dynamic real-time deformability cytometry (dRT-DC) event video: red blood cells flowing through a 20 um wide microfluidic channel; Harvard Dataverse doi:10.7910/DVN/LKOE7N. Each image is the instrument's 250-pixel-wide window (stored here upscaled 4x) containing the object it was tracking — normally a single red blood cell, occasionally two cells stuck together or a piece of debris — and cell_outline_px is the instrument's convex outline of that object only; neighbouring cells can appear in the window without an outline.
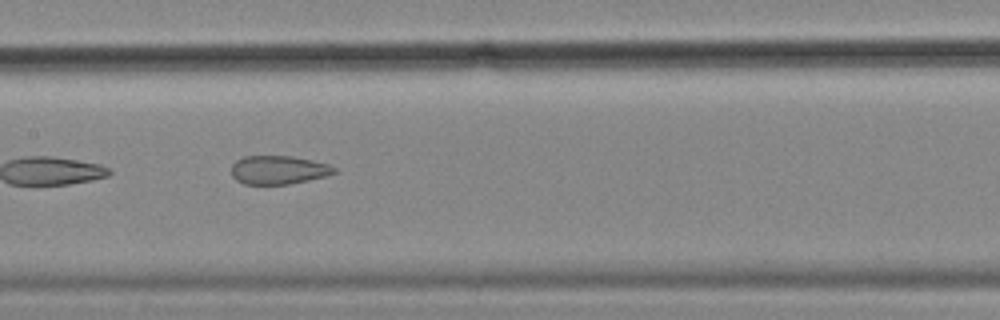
{"species": "common noctule bat (a hibernating species)", "species_latin": "Nyctalus noctula", "temperature_condition": "cold", "stored_images_in_passage": 9, "camera_frame_rate_fps": 3000, "um_per_image_px": 0.085, "animal": {"sex": "female", "body_mass_g": 18.4}, "frame": {"image": 1, "passage_image": 7, "time_ms": 2.0, "image_size_px": [1000, 320], "cell_outline_px": [[336, 172], [324, 176], [308, 180], [288, 184], [244, 184], [236, 180], [232, 176], [232, 164], [236, 160], [244, 156], [292, 156], [312, 160], [328, 164], [336, 168]], "centroid_in_image_um": [23.64, 14.44], "position_along_channel_um": 183.8, "area_um2": 17.05}}
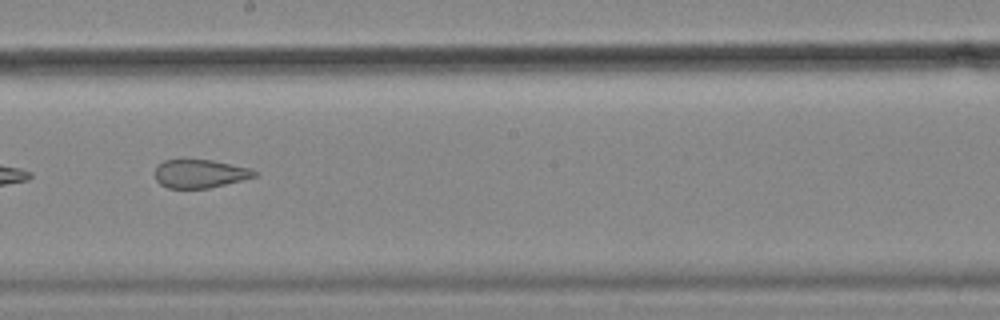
{"frame": {"image": 2, "passage_image": 8, "time_ms": 2.333, "image_size_px": [1000, 320], "cell_outline_px": [[256, 176], [208, 188], [168, 188], [160, 184], [156, 180], [156, 164], [164, 160], [212, 160], [252, 168], [256, 172]], "centroid_in_image_um": [16.97, 14.75], "position_along_channel_um": 231.2, "area_um2": 16.3}}